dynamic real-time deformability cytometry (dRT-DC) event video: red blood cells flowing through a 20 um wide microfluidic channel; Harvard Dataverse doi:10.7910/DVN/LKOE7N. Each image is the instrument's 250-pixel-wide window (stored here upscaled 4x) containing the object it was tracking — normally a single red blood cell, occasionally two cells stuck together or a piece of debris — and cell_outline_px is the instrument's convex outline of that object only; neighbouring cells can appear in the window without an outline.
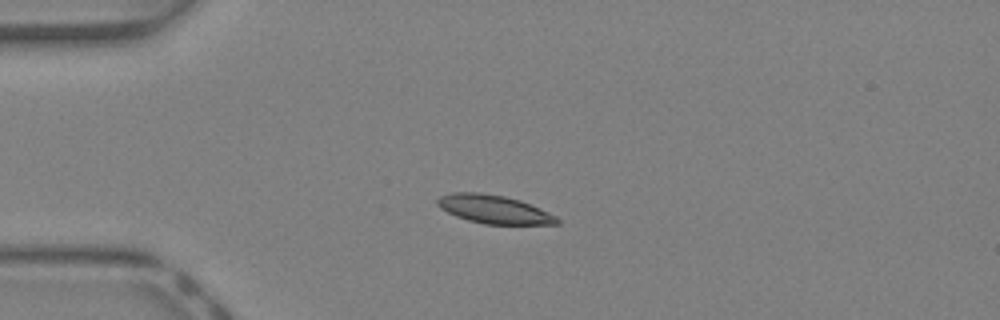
{"species": "Egyptian fruit bat (a non-hibernating species)", "species_latin": "Rousettus aegyptiacus", "temperature_condition": "warm", "stored_images_in_passage": 32, "camera_frame_rate_fps": 3000, "um_per_image_px": 0.085, "animal": {"sex": "female"}, "frame": {"image": 1, "passage_image": 1, "time_ms": 0.0, "image_size_px": [1000, 320], "cell_outline_px": [[560, 224], [484, 224], [468, 220], [456, 216], [440, 208], [436, 204], [436, 200], [440, 196], [452, 192], [480, 192], [504, 196], [520, 200], [540, 208], [556, 216], [560, 220]], "centroid_in_image_um": [41.98, 17.78], "position_along_channel_um": 43.0, "area_um2": 19.83}}
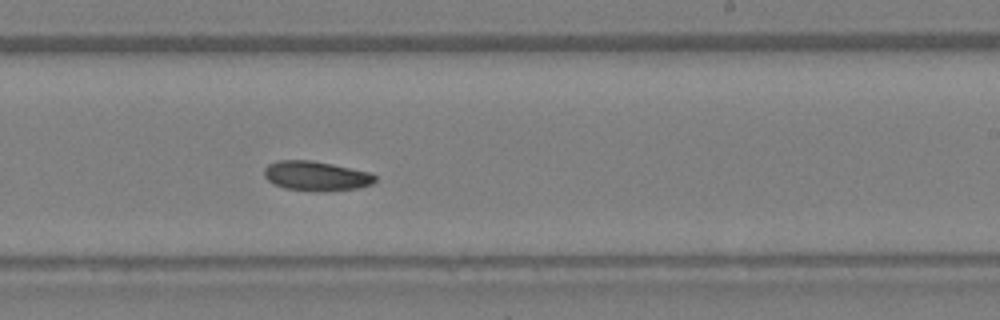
{"frame": {"image": 2, "passage_image": 16, "time_ms": 5.0, "image_size_px": [1000, 320], "cell_outline_px": [[376, 180], [372, 184], [356, 188], [284, 188], [272, 184], [264, 176], [264, 168], [268, 164], [280, 160], [312, 160], [372, 172], [376, 176]], "centroid_in_image_um": [26.85, 14.89], "position_along_channel_um": 262.2, "area_um2": 18.26}}
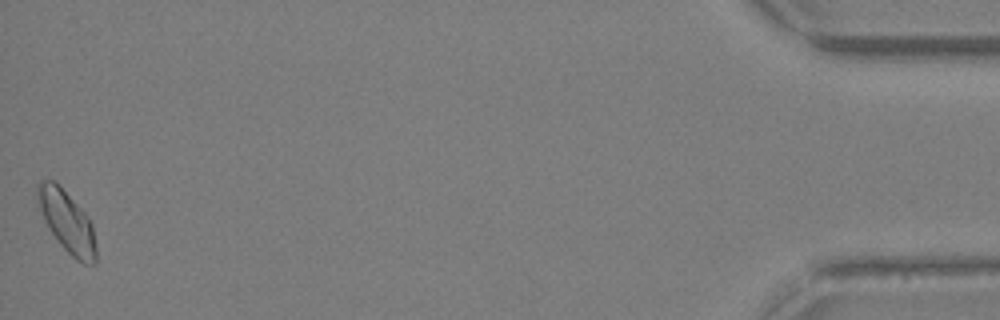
{"frame": {"image": 3, "passage_image": 32, "time_ms": 10.333, "image_size_px": [1000, 320], "cell_outline_px": [[96, 264], [84, 264], [76, 260], [60, 244], [48, 228], [36, 204], [36, 184], [40, 180], [52, 180], [60, 184], [84, 212], [92, 224], [96, 248]], "centroid_in_image_um": [5.65, 18.8], "position_along_channel_um": 429.5, "area_um2": 21.21}}